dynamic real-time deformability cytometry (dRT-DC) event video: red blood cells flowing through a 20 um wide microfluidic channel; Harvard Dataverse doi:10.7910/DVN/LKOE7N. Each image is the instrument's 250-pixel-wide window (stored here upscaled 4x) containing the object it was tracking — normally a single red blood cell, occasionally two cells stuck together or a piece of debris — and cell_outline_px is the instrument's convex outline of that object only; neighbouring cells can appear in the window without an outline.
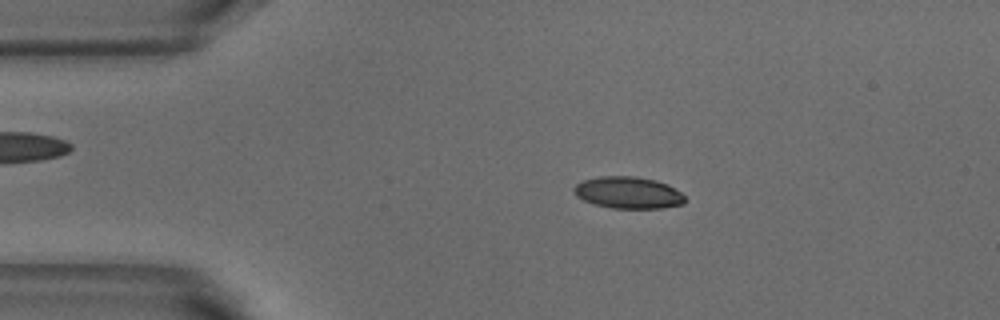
{"species": "common noctule bat (a hibernating species)", "species_latin": "Nyctalus noctula", "temperature_condition": "warm", "stored_images_in_passage": 51, "camera_frame_rate_fps": 3000, "um_per_image_px": 0.085, "animal": {"sex": "male", "body_mass_g": 18.8}, "frame": {"image": 1, "passage_image": 9, "time_ms": 2.667, "image_size_px": [1000, 320], "cell_outline_px": [[684, 204], [664, 208], [612, 208], [596, 204], [584, 200], [576, 196], [572, 192], [572, 188], [580, 180], [600, 176], [632, 176], [656, 180], [668, 184], [680, 192], [684, 196]], "centroid_in_image_um": [53.37, 16.36], "position_along_channel_um": 31.6, "area_um2": 20.69}}
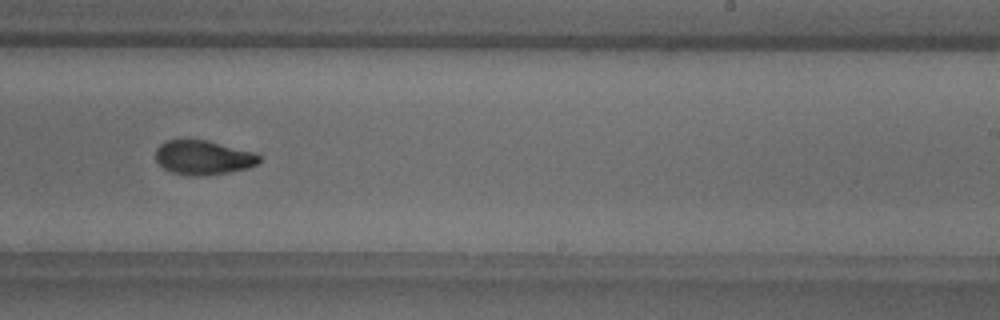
{"frame": {"image": 2, "passage_image": 31, "time_ms": 10.0, "image_size_px": [1000, 320], "cell_outline_px": [[260, 160], [256, 164], [248, 168], [228, 172], [200, 176], [192, 176], [172, 172], [164, 168], [156, 160], [156, 148], [160, 144], [168, 140], [204, 140], [256, 152], [260, 156]], "centroid_in_image_um": [17.28, 13.39], "position_along_channel_um": 271.7, "area_um2": 20.52}}
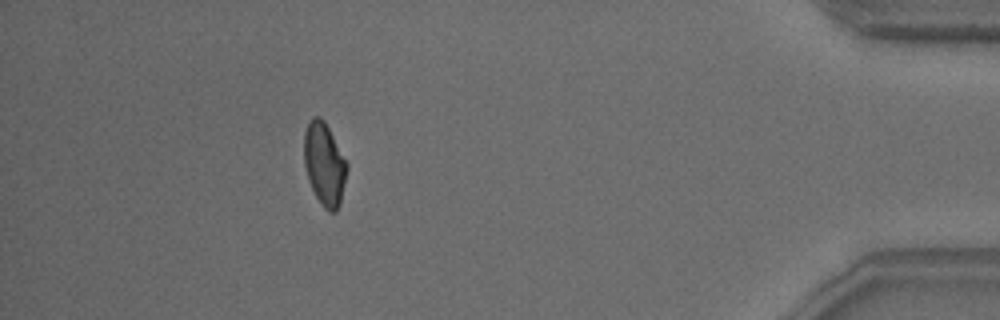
{"frame": {"image": 3, "passage_image": 46, "time_ms": 15.0, "image_size_px": [1000, 320], "cell_outline_px": [[348, 168], [340, 204], [336, 212], [328, 212], [320, 204], [308, 180], [304, 164], [304, 132], [312, 116], [320, 116], [324, 120], [348, 164]], "centroid_in_image_um": [27.57, 13.96], "position_along_channel_um": 407.6, "area_um2": 20.75}, "authors_computed_cell_mechanics": {"area_um2": 20.6924, "velocity_mm_per_s": 3.8207, "shape_relaxation_time_tau1_ms": 6.1359, "shape_relaxation_time_tau2_ms": 1.6409, "deformation_change_tau1": 0.153, "deformation_change_tau2": 0.062}}